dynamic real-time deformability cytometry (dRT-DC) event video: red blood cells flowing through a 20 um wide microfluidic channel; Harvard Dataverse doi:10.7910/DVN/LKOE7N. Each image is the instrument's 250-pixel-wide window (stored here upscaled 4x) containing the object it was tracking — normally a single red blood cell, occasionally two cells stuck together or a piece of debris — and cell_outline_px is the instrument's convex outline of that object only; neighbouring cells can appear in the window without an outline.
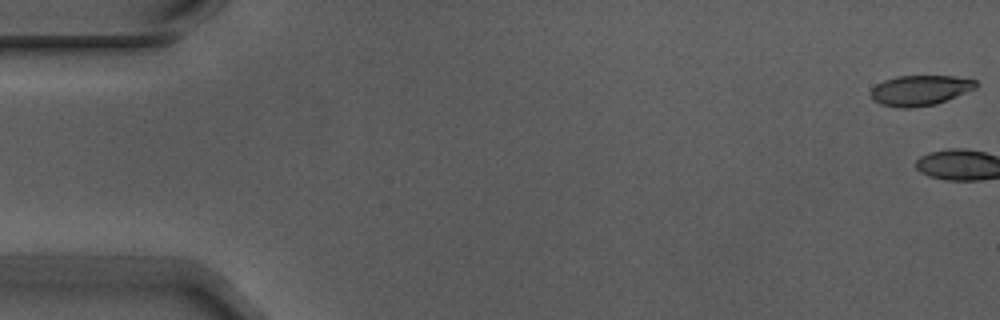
{"species": "Egyptian fruit bat (a non-hibernating species)", "species_latin": "Rousettus aegyptiacus", "temperature_condition": "warm", "stored_images_in_passage": 6, "camera_frame_rate_fps": 3000, "um_per_image_px": 0.085, "animal": {"sex": "male"}, "frame": {"image": 1, "passage_image": 1, "time_ms": 0.0, "image_size_px": [1000, 320], "cell_outline_px": [[976, 88], [936, 104], [912, 108], [900, 108], [880, 104], [872, 100], [872, 88], [876, 84], [884, 80], [896, 76], [952, 76], [976, 80]], "centroid_in_image_um": [78.17, 7.68], "position_along_channel_um": 6.8, "area_um2": 18.44}}
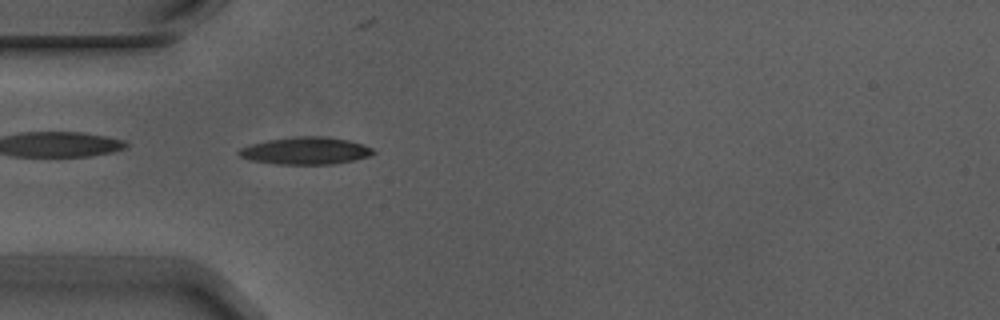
{"frame": {"image": 2, "passage_image": 6, "time_ms": 1.667, "image_size_px": [1000, 320], "cell_outline_px": [[376, 152], [368, 156], [352, 160], [332, 164], [276, 164], [248, 160], [240, 156], [236, 152], [240, 148], [252, 144], [268, 140], [300, 136], [324, 136], [348, 140], [364, 144], [372, 148]], "centroid_in_image_um": [25.96, 12.81], "position_along_channel_um": 59.0, "area_um2": 21.27}}